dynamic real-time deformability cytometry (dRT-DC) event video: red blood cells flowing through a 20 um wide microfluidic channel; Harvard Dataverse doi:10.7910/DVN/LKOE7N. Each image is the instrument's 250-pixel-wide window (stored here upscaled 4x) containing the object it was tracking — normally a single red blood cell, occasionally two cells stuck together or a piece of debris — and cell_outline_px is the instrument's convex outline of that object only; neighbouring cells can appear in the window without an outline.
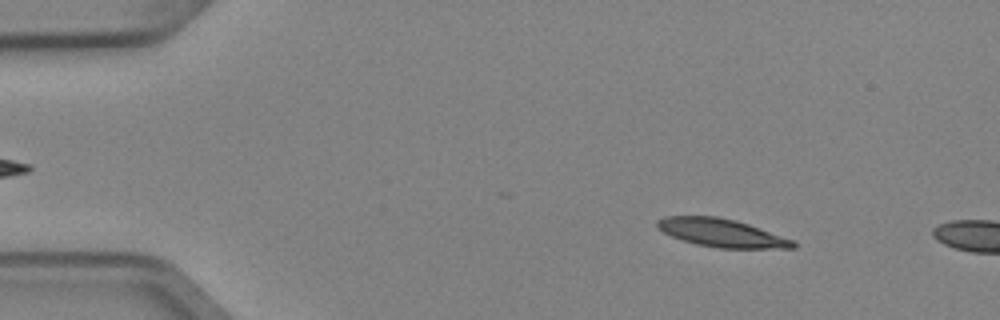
{"species": "Egyptian fruit bat (a non-hibernating species)", "species_latin": "Rousettus aegyptiacus", "temperature_condition": "cold", "stored_images_in_passage": 3, "camera_frame_rate_fps": 3000, "um_per_image_px": 0.085, "animal": {"sex": "female"}, "frame": {"image": 1, "passage_image": 2, "time_ms": 0.333, "image_size_px": [1000, 320], "cell_outline_px": [[796, 248], [716, 248], [696, 244], [672, 236], [656, 228], [656, 220], [664, 216], [716, 216], [736, 220], [796, 240]], "centroid_in_image_um": [61.35, 19.79], "position_along_channel_um": 23.7, "area_um2": 22.37}}